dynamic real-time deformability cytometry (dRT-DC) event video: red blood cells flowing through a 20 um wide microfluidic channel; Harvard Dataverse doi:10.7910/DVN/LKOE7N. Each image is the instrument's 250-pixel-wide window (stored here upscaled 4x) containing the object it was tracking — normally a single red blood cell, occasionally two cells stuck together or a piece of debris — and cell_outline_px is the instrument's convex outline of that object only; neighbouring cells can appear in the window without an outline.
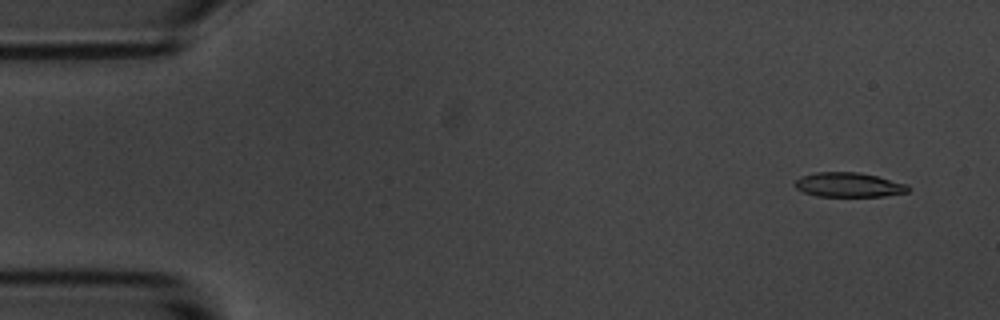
{"species": "common noctule bat (a hibernating species)", "species_latin": "Nyctalus noctula", "temperature_condition": "room temperature", "stored_images_in_passage": 7, "camera_frame_rate_fps": 3000, "um_per_image_px": 0.085, "animal": {"sex": "male", "body_mass_g": 20.1, "forearm_length_mm": 53.5}, "frame": {"image": 1, "passage_image": 1, "time_ms": 0.0, "image_size_px": [1000, 320], "cell_outline_px": [[912, 188], [908, 192], [884, 196], [816, 196], [804, 192], [796, 188], [792, 184], [800, 176], [816, 172], [860, 172], [908, 184]], "centroid_in_image_um": [72.14, 15.71], "position_along_channel_um": 12.9, "area_um2": 16.3}}
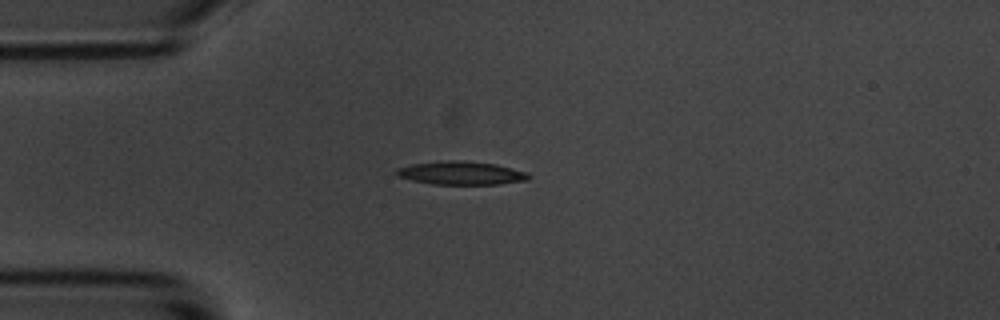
{"frame": {"image": 2, "passage_image": 4, "time_ms": 3.667, "image_size_px": [1000, 320], "cell_outline_px": [[532, 176], [528, 180], [500, 184], [432, 184], [412, 180], [396, 176], [396, 168], [412, 164], [448, 160], [460, 160], [496, 164], [528, 172]], "centroid_in_image_um": [39.22, 14.71], "position_along_channel_um": 45.8, "area_um2": 18.03}}
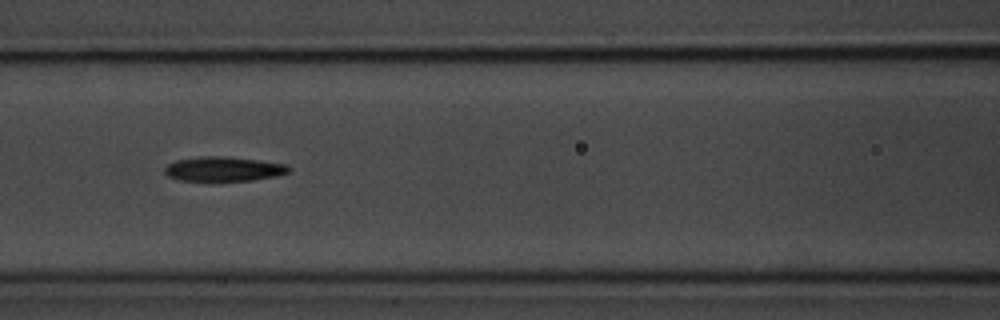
{"frame": {"image": 3, "passage_image": 7, "time_ms": 7.0, "image_size_px": [1000, 320], "cell_outline_px": [[292, 168], [288, 172], [276, 176], [252, 180], [180, 180], [168, 176], [164, 172], [164, 168], [168, 164], [176, 160], [200, 156], [220, 156], [256, 160], [284, 164]], "centroid_in_image_um": [18.97, 14.36], "position_along_channel_um": 147.6, "area_um2": 17.4}}